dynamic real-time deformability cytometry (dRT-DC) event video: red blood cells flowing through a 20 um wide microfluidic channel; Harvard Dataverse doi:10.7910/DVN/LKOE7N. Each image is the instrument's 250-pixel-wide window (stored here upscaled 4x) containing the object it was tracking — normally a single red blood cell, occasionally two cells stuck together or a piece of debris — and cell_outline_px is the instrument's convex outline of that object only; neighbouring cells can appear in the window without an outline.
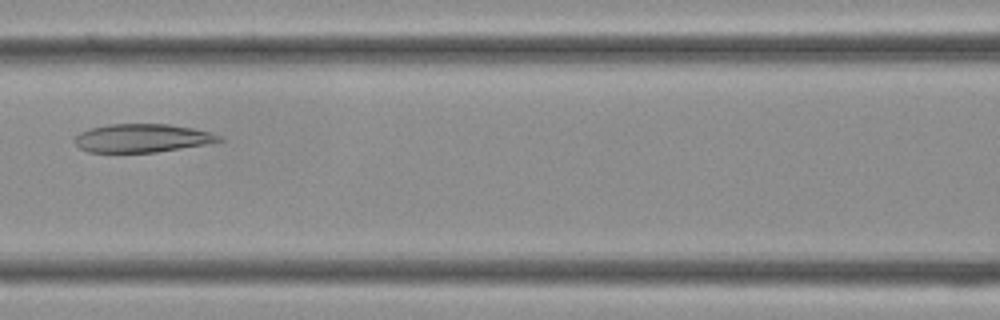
{"species": "Egyptian fruit bat (a non-hibernating species)", "species_latin": "Rousettus aegyptiacus", "temperature_condition": "cold", "stored_images_in_passage": 34, "camera_frame_rate_fps": 3000, "um_per_image_px": 0.085, "frame": {"image": 1, "passage_image": 14, "time_ms": 4.333, "image_size_px": [1000, 320], "cell_outline_px": [[224, 140], [208, 144], [156, 152], [88, 152], [80, 148], [72, 140], [80, 132], [92, 128], [108, 124], [168, 124], [192, 128], [224, 136]], "centroid_in_image_um": [12.1, 11.74], "position_along_channel_um": 154.5, "area_um2": 23.87}}
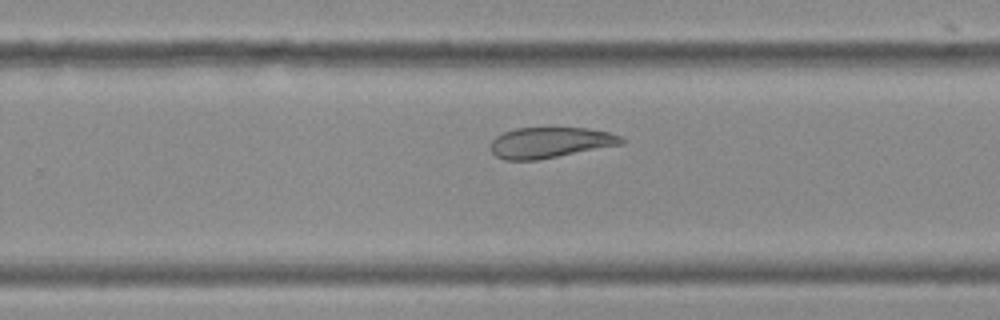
{"frame": {"image": 2, "passage_image": 21, "time_ms": 6.667, "image_size_px": [1000, 320], "cell_outline_px": [[624, 144], [536, 160], [504, 160], [496, 156], [492, 152], [492, 140], [496, 136], [504, 132], [516, 128], [588, 128], [608, 132], [620, 136], [624, 140]], "centroid_in_image_um": [46.77, 12.12], "position_along_channel_um": 283.0, "area_um2": 23.24}}
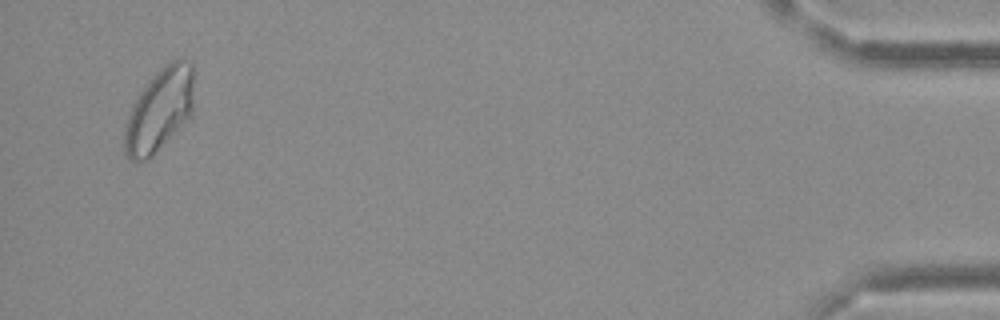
{"frame": {"image": 3, "passage_image": 33, "time_ms": 10.667, "image_size_px": [1000, 320], "cell_outline_px": [[192, 108], [188, 116], [152, 156], [148, 160], [132, 160], [124, 152], [124, 128], [132, 104], [148, 80], [160, 68], [172, 60], [192, 60]], "centroid_in_image_um": [13.51, 9.33], "position_along_channel_um": 421.7, "area_um2": 32.71}}